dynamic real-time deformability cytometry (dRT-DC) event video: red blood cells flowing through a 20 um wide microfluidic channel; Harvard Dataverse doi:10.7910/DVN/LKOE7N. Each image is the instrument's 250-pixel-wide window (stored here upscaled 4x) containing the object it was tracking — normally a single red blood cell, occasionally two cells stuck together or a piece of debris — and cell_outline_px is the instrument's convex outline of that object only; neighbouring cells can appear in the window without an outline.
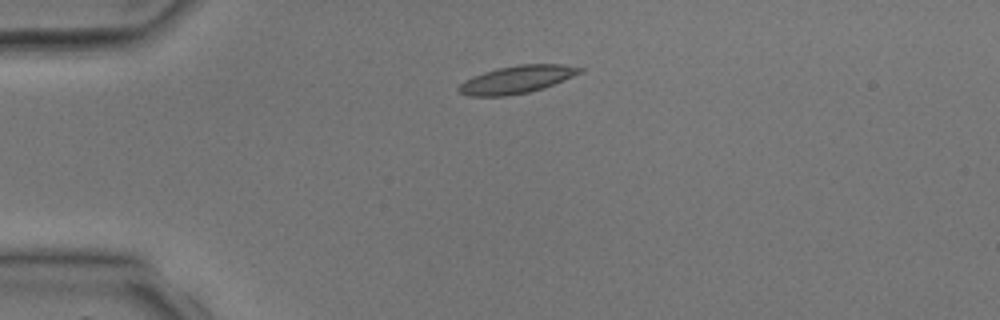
{"species": "common noctule bat (a hibernating species)", "species_latin": "Nyctalus noctula", "temperature_condition": "room temperature", "stored_images_in_passage": 2, "camera_frame_rate_fps": 3000, "um_per_image_px": 0.085, "animal": {"sex": "male", "body_mass_g": 17.9, "forearm_length_mm": 54.2}, "frame": {"image": 1, "passage_image": 2, "time_ms": 1.333, "image_size_px": [1000, 320], "cell_outline_px": [[584, 72], [544, 88], [528, 92], [504, 96], [468, 96], [460, 92], [456, 88], [464, 80], [472, 76], [496, 68], [520, 64], [564, 64], [584, 68]], "centroid_in_image_um": [43.94, 6.75], "position_along_channel_um": 41.1, "area_um2": 19.65}}